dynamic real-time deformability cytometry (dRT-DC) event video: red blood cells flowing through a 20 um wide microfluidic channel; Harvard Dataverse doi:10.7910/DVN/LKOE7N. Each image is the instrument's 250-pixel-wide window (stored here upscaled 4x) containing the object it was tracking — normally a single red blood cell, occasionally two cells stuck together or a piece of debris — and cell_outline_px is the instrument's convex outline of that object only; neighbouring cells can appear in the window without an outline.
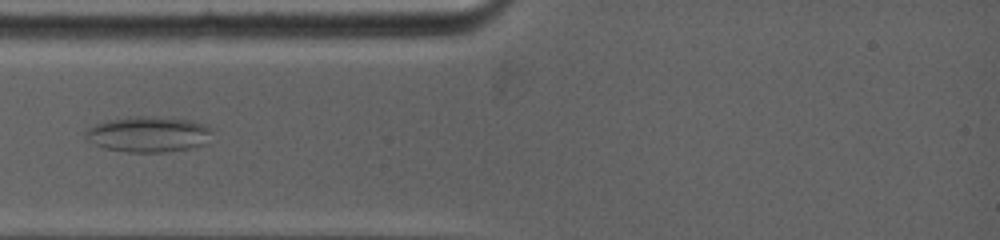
{"species": "common noctule bat (a hibernating species)", "species_latin": "Nyctalus noctula", "temperature_condition": "warm", "stored_images_in_passage": 35, "camera_frame_rate_fps": 5000, "um_per_image_px": 0.085, "animal": {"sex": "female", "body_mass_g": 19.0, "forearm_length_mm": 53.3}, "frame": {"image": 1, "passage_image": 7, "time_ms": 2.2, "image_size_px": [1000, 240], "cell_outline_px": [[212, 132], [204, 144], [188, 148], [164, 152], [128, 152], [104, 148], [84, 140], [84, 132], [88, 128], [96, 124], [108, 120], [128, 116], [156, 116], [192, 120], [204, 124], [212, 128]], "centroid_in_image_um": [12.57, 11.4], "position_along_channel_um": 72.4, "area_um2": 26.53}}
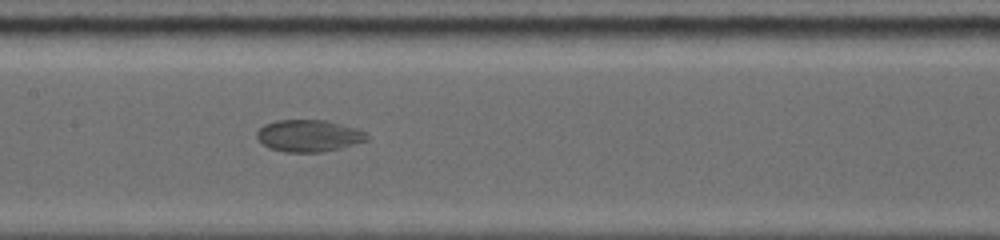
{"frame": {"image": 2, "passage_image": 14, "time_ms": 5.0, "image_size_px": [1000, 240], "cell_outline_px": [[368, 140], [340, 148], [324, 152], [284, 152], [268, 148], [256, 136], [256, 132], [264, 124], [276, 120], [328, 120], [356, 128], [368, 132]], "centroid_in_image_um": [26.26, 11.53], "position_along_channel_um": 181.1, "area_um2": 20.63}}
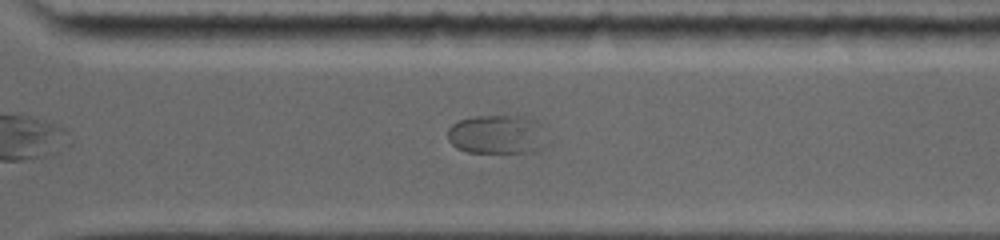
{"frame": {"image": 3, "passage_image": 24, "time_ms": 8.8, "image_size_px": [1000, 240], "cell_outline_px": [[552, 140], [548, 144], [532, 152], [468, 152], [456, 148], [448, 140], [448, 128], [452, 124], [460, 120], [472, 116], [516, 116], [532, 120], [540, 124]], "centroid_in_image_um": [42.3, 11.44], "position_along_channel_um": 328.3, "area_um2": 22.89}}